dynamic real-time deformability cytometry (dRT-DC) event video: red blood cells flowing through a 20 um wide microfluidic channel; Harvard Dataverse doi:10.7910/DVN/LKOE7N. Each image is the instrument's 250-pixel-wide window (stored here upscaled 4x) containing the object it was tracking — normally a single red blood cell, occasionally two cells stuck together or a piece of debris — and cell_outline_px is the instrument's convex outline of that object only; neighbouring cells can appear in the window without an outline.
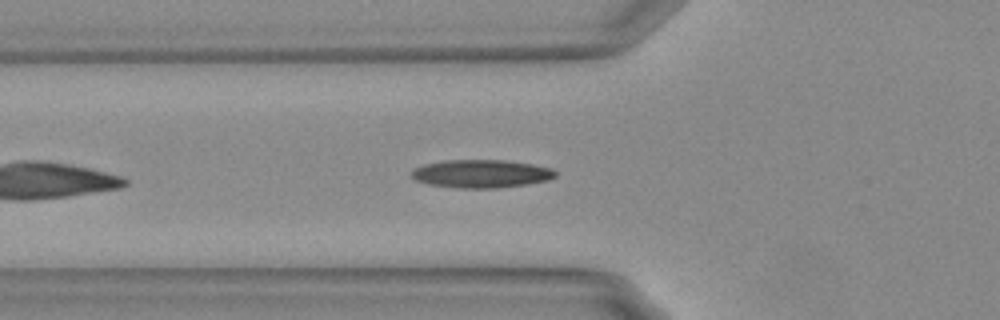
{"species": "Egyptian fruit bat (a non-hibernating species)", "species_latin": "Rousettus aegyptiacus", "temperature_condition": "warm", "stored_images_in_passage": 35, "camera_frame_rate_fps": 3000, "um_per_image_px": 0.085, "animal": {"sex": "female"}, "frame": {"image": 1, "passage_image": 4, "time_ms": 1.0, "image_size_px": [1000, 320], "cell_outline_px": [[556, 176], [548, 180], [528, 184], [496, 188], [460, 188], [428, 184], [416, 180], [412, 176], [412, 168], [424, 164], [444, 160], [504, 160], [532, 164], [552, 168], [556, 172]], "centroid_in_image_um": [40.9, 14.76], "position_along_channel_um": 84.9, "area_um2": 23.58}}
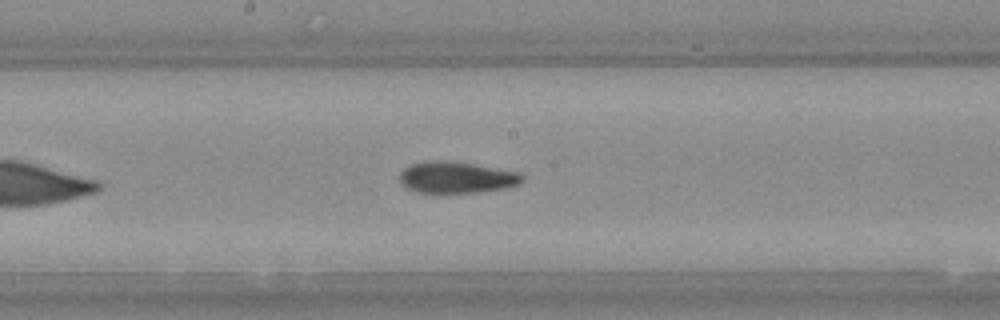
{"frame": {"image": 2, "passage_image": 14, "time_ms": 4.333, "image_size_px": [1000, 320], "cell_outline_px": [[524, 180], [520, 184], [508, 188], [476, 192], [416, 192], [400, 184], [400, 172], [404, 168], [412, 164], [424, 160], [448, 160], [520, 172], [524, 176]], "centroid_in_image_um": [38.81, 15.07], "position_along_channel_um": 209.4, "area_um2": 22.6}}
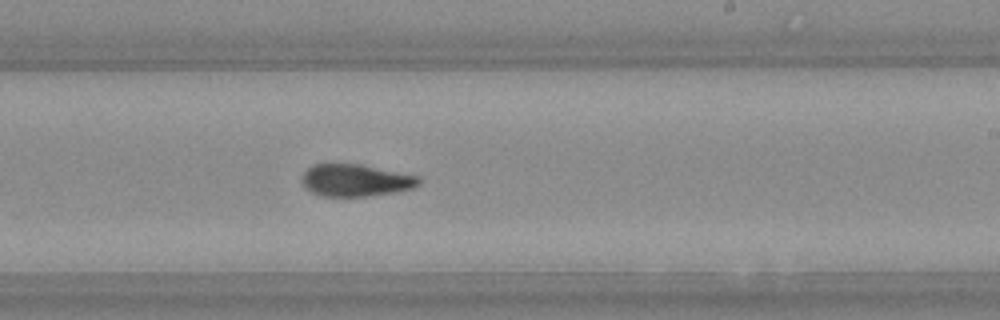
{"frame": {"image": 3, "passage_image": 18, "time_ms": 5.667, "image_size_px": [1000, 320], "cell_outline_px": [[420, 184], [412, 188], [392, 192], [364, 196], [320, 196], [304, 188], [300, 180], [304, 172], [312, 164], [360, 164], [420, 176]], "centroid_in_image_um": [30.18, 15.32], "position_along_channel_um": 258.8, "area_um2": 21.91}}